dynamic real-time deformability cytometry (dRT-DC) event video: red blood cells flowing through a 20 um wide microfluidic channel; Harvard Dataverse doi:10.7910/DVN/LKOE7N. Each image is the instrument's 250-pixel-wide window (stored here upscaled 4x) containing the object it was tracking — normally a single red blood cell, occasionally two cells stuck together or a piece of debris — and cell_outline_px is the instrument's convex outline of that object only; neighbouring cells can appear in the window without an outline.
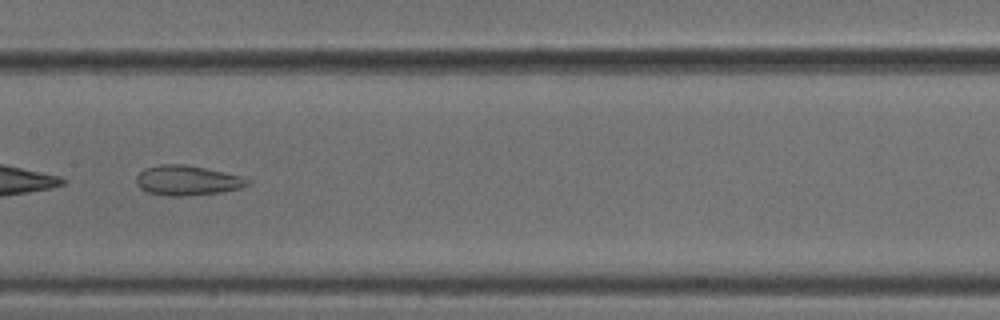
{"species": "common noctule bat (a hibernating species)", "species_latin": "Nyctalus noctula", "temperature_condition": "cold", "stored_images_in_passage": 9, "camera_frame_rate_fps": 3000, "um_per_image_px": 0.085, "animal": {"sex": "male", "body_mass_g": 18.8}, "frame": {"image": 1, "passage_image": 8, "time_ms": 2.333, "image_size_px": [1000, 320], "cell_outline_px": [[252, 180], [248, 184], [240, 188], [220, 192], [180, 196], [164, 196], [148, 192], [140, 188], [136, 184], [136, 176], [144, 168], [160, 164], [184, 164], [224, 172], [240, 176]], "centroid_in_image_um": [15.87, 15.33], "position_along_channel_um": 191.5, "area_um2": 19.31}}
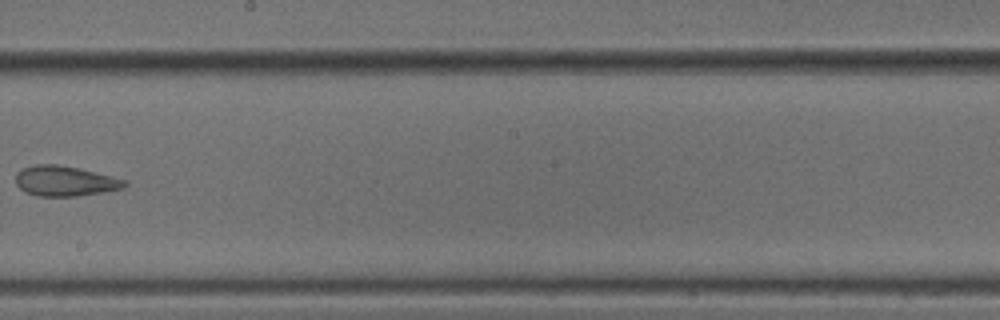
{"frame": {"image": 2, "passage_image": 9, "time_ms": 2.667, "image_size_px": [1000, 320], "cell_outline_px": [[128, 184], [124, 188], [104, 192], [76, 196], [36, 196], [24, 192], [16, 184], [16, 172], [24, 168], [36, 164], [56, 164], [76, 168], [112, 176], [128, 180]], "centroid_in_image_um": [5.53, 15.4], "position_along_channel_um": 242.7, "area_um2": 19.19}}